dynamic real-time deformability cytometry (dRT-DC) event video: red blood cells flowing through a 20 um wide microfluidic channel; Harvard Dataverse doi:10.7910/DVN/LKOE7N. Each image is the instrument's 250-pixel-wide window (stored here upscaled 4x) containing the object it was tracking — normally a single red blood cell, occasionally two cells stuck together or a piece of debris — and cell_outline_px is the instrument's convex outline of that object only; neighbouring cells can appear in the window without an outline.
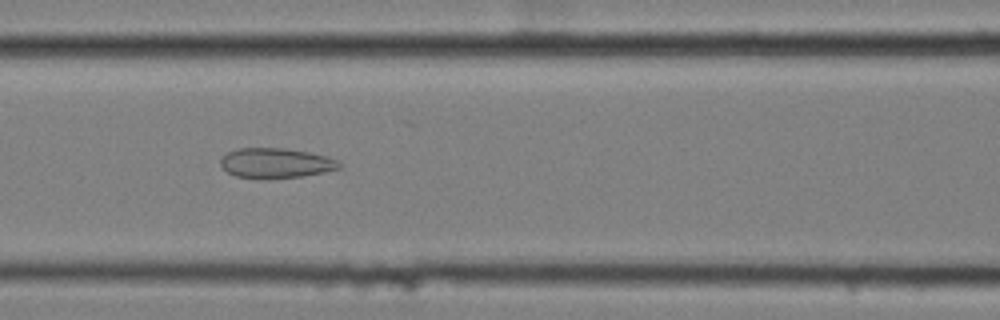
{"species": "common noctule bat (a hibernating species)", "species_latin": "Nyctalus noctula", "temperature_condition": "cold", "stored_images_in_passage": 9, "camera_frame_rate_fps": 3000, "um_per_image_px": 0.085, "animal": {"sex": "female", "body_mass_g": 25.1}, "frame": {"image": 1, "passage_image": 6, "time_ms": 1.667, "image_size_px": [1000, 320], "cell_outline_px": [[340, 168], [324, 172], [300, 176], [268, 180], [260, 180], [236, 176], [228, 172], [220, 164], [220, 160], [228, 152], [240, 148], [284, 148], [308, 152], [328, 156], [336, 160], [340, 164]], "centroid_in_image_um": [23.43, 13.88], "position_along_channel_um": 143.2, "area_um2": 20.87}}
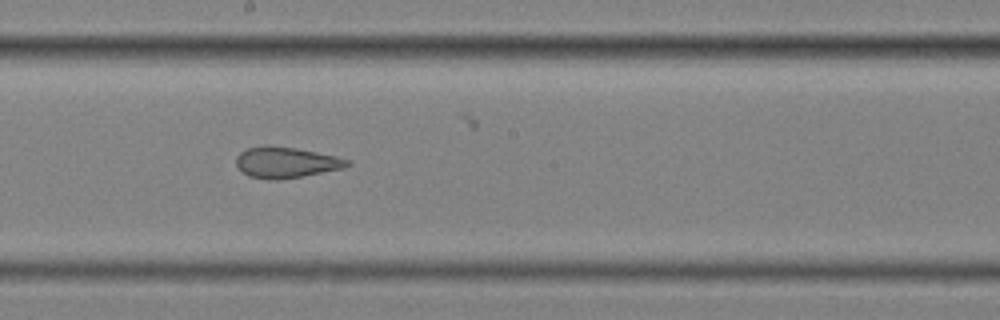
{"frame": {"image": 2, "passage_image": 8, "time_ms": 2.333, "image_size_px": [1000, 320], "cell_outline_px": [[352, 164], [344, 168], [280, 180], [268, 180], [248, 176], [236, 164], [236, 156], [240, 152], [248, 148], [268, 144], [296, 148], [336, 156], [348, 160]], "centroid_in_image_um": [24.29, 13.8], "position_along_channel_um": 223.9, "area_um2": 20.06}}
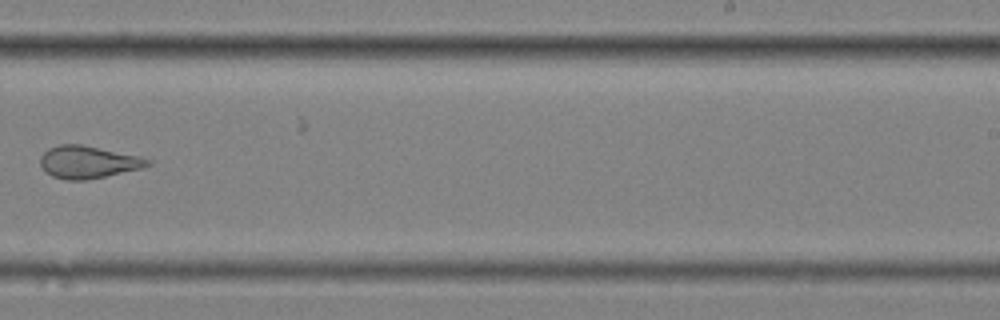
{"frame": {"image": 3, "passage_image": 9, "time_ms": 2.667, "image_size_px": [1000, 320], "cell_outline_px": [[152, 164], [144, 168], [84, 180], [68, 180], [52, 176], [40, 164], [40, 156], [48, 148], [60, 144], [80, 144], [136, 156], [152, 160]], "centroid_in_image_um": [7.48, 13.77], "position_along_channel_um": 281.5, "area_um2": 19.94}}